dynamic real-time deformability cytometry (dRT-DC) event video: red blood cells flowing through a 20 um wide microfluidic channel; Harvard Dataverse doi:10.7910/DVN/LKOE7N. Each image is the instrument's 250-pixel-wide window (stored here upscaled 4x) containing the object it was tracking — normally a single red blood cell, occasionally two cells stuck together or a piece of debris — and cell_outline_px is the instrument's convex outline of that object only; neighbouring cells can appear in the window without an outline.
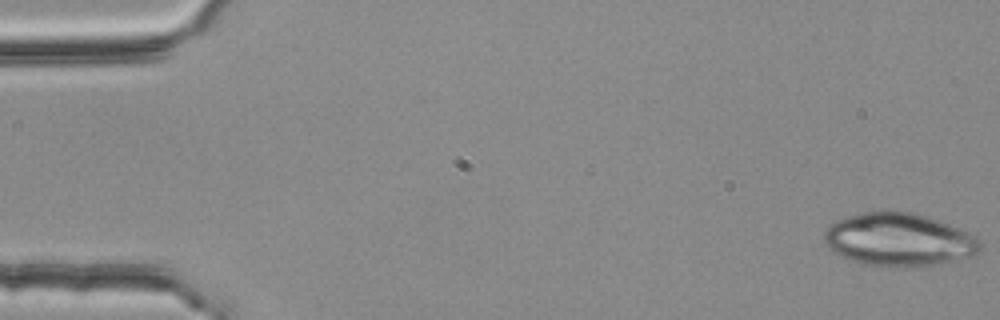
{"species": "common noctule bat (a hibernating species)", "species_latin": "Nyctalus noctula", "temperature_condition": "room temperature", "stored_images_in_passage": 15, "camera_frame_rate_fps": 3000, "um_per_image_px": 0.085, "animal": {"sex": "female", "body_mass_g": 25.1}, "frame": {"image": 1, "passage_image": 1, "time_ms": 0.0, "image_size_px": [1000, 320], "cell_outline_px": [[980, 252], [976, 256], [940, 264], [904, 268], [888, 268], [864, 264], [840, 256], [832, 252], [824, 244], [824, 232], [828, 224], [836, 220], [864, 212], [884, 208], [912, 212], [948, 224], [968, 232], [976, 236], [980, 240]], "centroid_in_image_um": [76.39, 20.38], "position_along_channel_um": 8.6, "area_um2": 49.36}}